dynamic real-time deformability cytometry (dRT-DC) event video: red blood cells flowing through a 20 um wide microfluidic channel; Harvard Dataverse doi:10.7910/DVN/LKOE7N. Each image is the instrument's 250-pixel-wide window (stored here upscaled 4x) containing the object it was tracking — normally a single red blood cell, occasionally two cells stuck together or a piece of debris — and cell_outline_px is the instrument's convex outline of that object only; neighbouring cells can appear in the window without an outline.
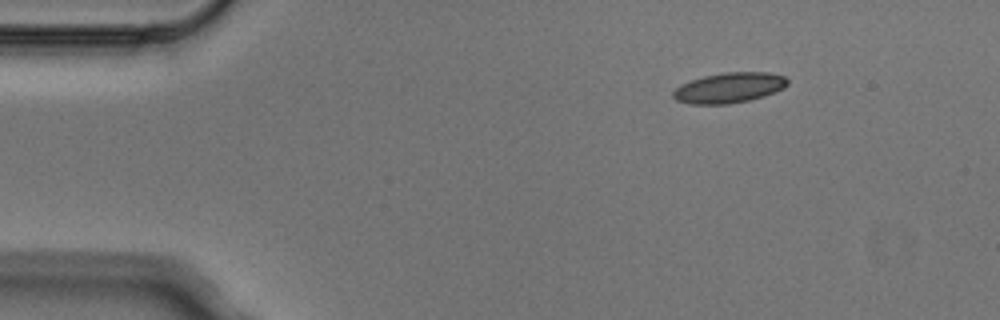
{"species": "Egyptian fruit bat (a non-hibernating species)", "species_latin": "Rousettus aegyptiacus", "temperature_condition": "cold", "stored_images_in_passage": 3, "camera_frame_rate_fps": 3000, "um_per_image_px": 0.085, "animal": {"sex": "male"}, "frame": {"image": 1, "passage_image": 1, "time_ms": 0.0, "image_size_px": [1000, 320], "cell_outline_px": [[788, 84], [784, 88], [764, 96], [748, 100], [728, 104], [688, 104], [676, 100], [672, 96], [672, 92], [680, 84], [704, 76], [724, 72], [768, 72], [784, 76], [788, 80]], "centroid_in_image_um": [61.96, 7.46], "position_along_channel_um": 23.0, "area_um2": 20.23}}